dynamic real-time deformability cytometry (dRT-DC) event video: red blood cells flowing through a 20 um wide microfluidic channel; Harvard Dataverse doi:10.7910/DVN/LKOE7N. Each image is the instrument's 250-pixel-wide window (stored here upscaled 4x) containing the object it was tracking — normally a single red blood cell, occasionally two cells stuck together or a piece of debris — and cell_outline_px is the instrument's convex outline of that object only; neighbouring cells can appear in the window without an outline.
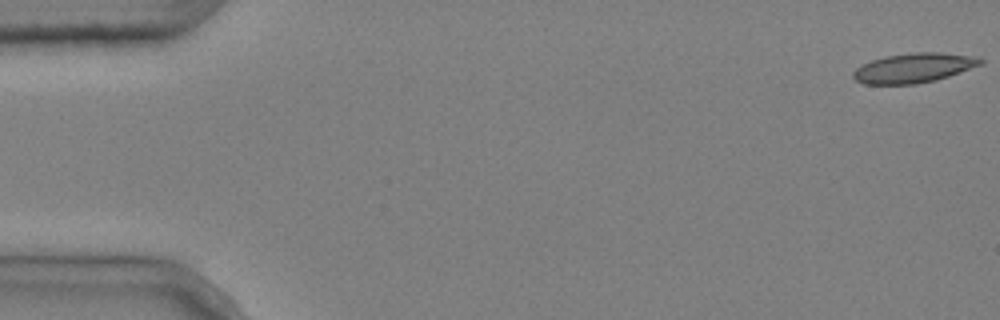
{"species": "common noctule bat (a hibernating species)", "species_latin": "Nyctalus noctula", "temperature_condition": "cold", "stored_images_in_passage": 5, "camera_frame_rate_fps": 3000, "um_per_image_px": 0.085, "animal": {"sex": "male", "body_mass_g": 20.4}, "frame": {"image": 1, "passage_image": 1, "time_ms": 0.0, "image_size_px": [1000, 320], "cell_outline_px": [[984, 64], [936, 80], [916, 84], [864, 84], [856, 80], [852, 76], [852, 72], [860, 64], [884, 56], [916, 52], [940, 52], [976, 56], [984, 60]], "centroid_in_image_um": [77.67, 5.77], "position_along_channel_um": 7.3, "area_um2": 22.14}}
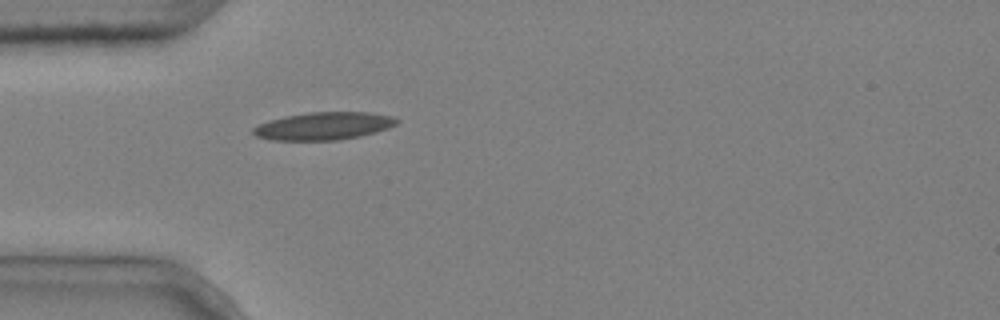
{"frame": {"image": 2, "passage_image": 5, "time_ms": 1.333, "image_size_px": [1000, 320], "cell_outline_px": [[400, 120], [396, 124], [388, 128], [376, 132], [360, 136], [340, 140], [272, 140], [256, 136], [252, 132], [252, 128], [268, 120], [284, 116], [308, 112], [368, 112], [392, 116]], "centroid_in_image_um": [27.51, 10.71], "position_along_channel_um": 57.5, "area_um2": 23.24}}